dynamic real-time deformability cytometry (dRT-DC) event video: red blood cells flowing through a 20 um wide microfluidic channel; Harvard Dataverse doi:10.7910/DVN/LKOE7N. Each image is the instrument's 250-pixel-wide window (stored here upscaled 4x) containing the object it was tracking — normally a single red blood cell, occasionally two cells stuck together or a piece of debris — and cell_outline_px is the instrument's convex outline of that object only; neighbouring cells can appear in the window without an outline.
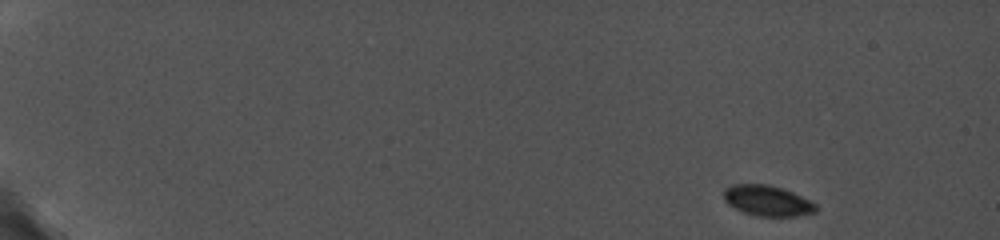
{"species": "common noctule bat (a hibernating species)", "species_latin": "Nyctalus noctula", "temperature_condition": "cold", "stored_images_in_passage": 58, "camera_frame_rate_fps": 5000, "um_per_image_px": 0.085, "animal": {"sex": "female", "body_mass_g": 19.0, "forearm_length_mm": 56.7}, "frame": {"image": 1, "passage_image": 1, "time_ms": 0.0, "image_size_px": [1000, 240], "cell_outline_px": [[816, 212], [796, 216], [756, 216], [744, 212], [728, 204], [724, 200], [724, 188], [732, 184], [768, 184], [792, 192], [816, 204]], "centroid_in_image_um": [65.2, 17.06], "position_along_channel_um": 19.8, "area_um2": 16.24}}
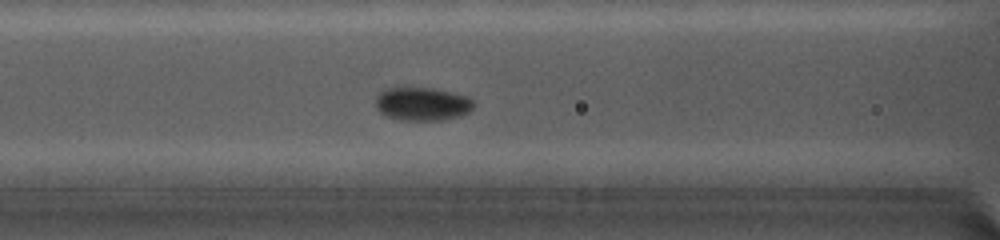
{"frame": {"image": 2, "passage_image": 24, "time_ms": 7.2, "image_size_px": [1000, 240], "cell_outline_px": [[476, 104], [468, 112], [460, 116], [444, 120], [400, 120], [384, 116], [376, 108], [376, 96], [384, 88], [432, 88], [468, 96]], "centroid_in_image_um": [35.88, 8.84], "position_along_channel_um": 130.7, "area_um2": 19.19}}
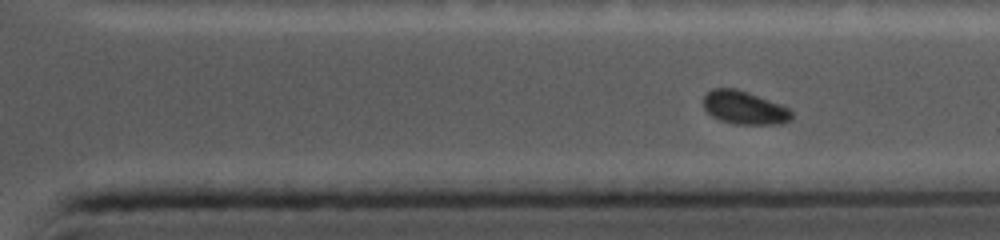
{"frame": {"image": 3, "passage_image": 56, "time_ms": 13.0, "image_size_px": [1000, 240], "cell_outline_px": [[792, 120], [780, 124], [732, 124], [720, 120], [712, 116], [704, 108], [704, 96], [712, 88], [736, 88], [748, 92], [780, 104], [788, 108], [792, 112]], "centroid_in_image_um": [63.27, 9.16], "position_along_channel_um": 348.1, "area_um2": 17.11}}